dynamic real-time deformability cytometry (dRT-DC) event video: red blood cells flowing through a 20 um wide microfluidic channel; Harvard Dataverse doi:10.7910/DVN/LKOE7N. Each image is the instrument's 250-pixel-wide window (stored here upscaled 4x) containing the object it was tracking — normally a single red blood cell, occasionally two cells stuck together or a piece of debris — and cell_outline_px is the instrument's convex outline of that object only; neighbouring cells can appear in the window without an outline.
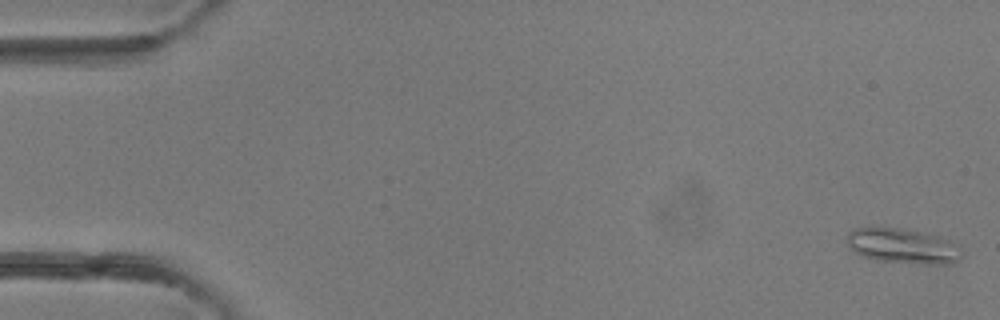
{"species": "common noctule bat (a hibernating species)", "species_latin": "Nyctalus noctula", "temperature_condition": "room temperature", "stored_images_in_passage": 5, "camera_frame_rate_fps": 3000, "um_per_image_px": 0.085, "animal": {"sex": "female"}, "frame": {"image": 1, "passage_image": 1, "time_ms": 0.0, "image_size_px": [1000, 320], "cell_outline_px": [[964, 256], [960, 260], [952, 264], [920, 264], [880, 260], [860, 256], [848, 248], [848, 232], [852, 228], [868, 224], [872, 224], [900, 228], [936, 236], [948, 240], [964, 252]], "centroid_in_image_um": [76.66, 20.88], "position_along_channel_um": 8.3, "area_um2": 24.1}}